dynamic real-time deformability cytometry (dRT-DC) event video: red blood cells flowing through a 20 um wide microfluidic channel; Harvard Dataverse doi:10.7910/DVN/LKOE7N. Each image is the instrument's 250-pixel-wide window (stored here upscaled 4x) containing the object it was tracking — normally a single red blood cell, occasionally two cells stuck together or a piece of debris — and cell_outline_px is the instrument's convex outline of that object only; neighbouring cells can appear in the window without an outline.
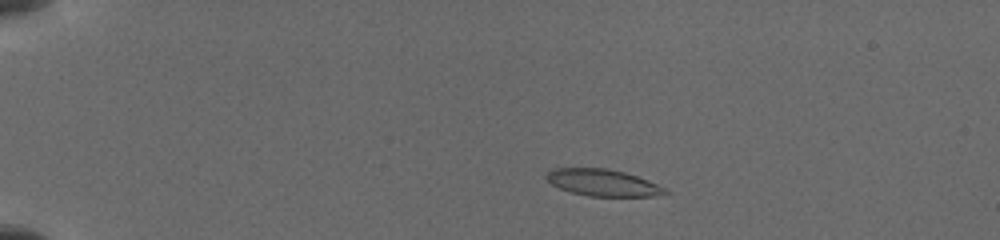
{"species": "common noctule bat (a hibernating species)", "species_latin": "Nyctalus noctula", "temperature_condition": "cold", "stored_images_in_passage": 18, "camera_frame_rate_fps": 3000, "um_per_image_px": 0.085, "animal": {"sex": "female", "body_mass_g": 19.5, "forearm_length_mm": 54.1}, "frame": {"image": 1, "passage_image": 5, "time_ms": 1.667, "image_size_px": [1000, 240], "cell_outline_px": [[668, 192], [652, 196], [588, 196], [572, 192], [560, 188], [552, 184], [548, 180], [548, 172], [556, 168], [608, 168], [624, 172], [636, 176], [656, 184], [664, 188]], "centroid_in_image_um": [51.23, 15.52], "position_along_channel_um": 33.8, "area_um2": 18.03}}
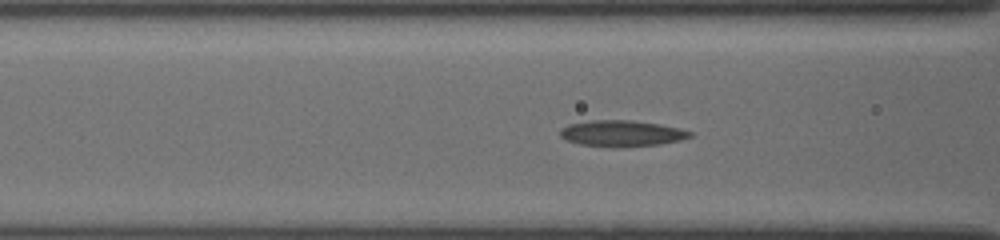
{"frame": {"image": 2, "passage_image": 14, "time_ms": 5.667, "image_size_px": [1000, 240], "cell_outline_px": [[692, 136], [676, 140], [656, 144], [580, 144], [568, 140], [560, 136], [560, 128], [568, 124], [588, 120], [632, 120], [656, 124], [676, 128], [692, 132]], "centroid_in_image_um": [52.76, 11.27], "position_along_channel_um": 113.8, "area_um2": 18.38}}
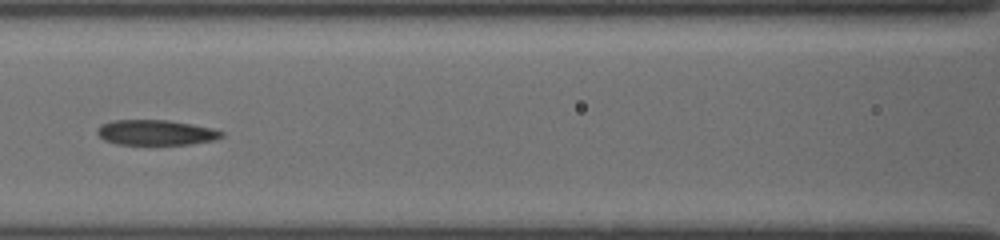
{"frame": {"image": 3, "passage_image": 16, "time_ms": 6.667, "image_size_px": [1000, 240], "cell_outline_px": [[224, 136], [216, 140], [188, 144], [116, 144], [104, 140], [96, 132], [96, 128], [100, 124], [112, 120], [168, 120], [192, 124], [212, 128], [224, 132]], "centroid_in_image_um": [13.24, 11.26], "position_along_channel_um": 153.4, "area_um2": 18.38}}